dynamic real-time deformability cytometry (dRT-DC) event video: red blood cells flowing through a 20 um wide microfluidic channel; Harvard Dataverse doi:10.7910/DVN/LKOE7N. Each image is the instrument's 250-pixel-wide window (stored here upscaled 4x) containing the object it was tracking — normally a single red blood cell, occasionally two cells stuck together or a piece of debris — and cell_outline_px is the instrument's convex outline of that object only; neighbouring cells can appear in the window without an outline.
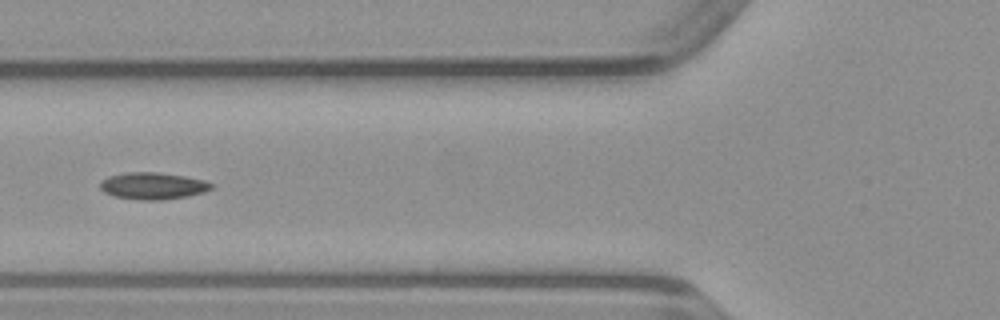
{"species": "common noctule bat (a hibernating species)", "species_latin": "Nyctalus noctula", "temperature_condition": "warm", "stored_images_in_passage": 14, "camera_frame_rate_fps": 3000, "um_per_image_px": 0.085, "animal": {"sex": "male", "body_mass_g": 23.1, "forearm_length_mm": 52.7}, "frame": {"image": 1, "passage_image": 7, "time_ms": 2.0, "image_size_px": [1000, 320], "cell_outline_px": [[216, 184], [212, 188], [204, 192], [188, 196], [160, 200], [144, 200], [112, 196], [104, 192], [100, 188], [100, 180], [108, 176], [124, 172], [156, 172], [184, 176], [204, 180]], "centroid_in_image_um": [12.98, 15.79], "position_along_channel_um": 112.8, "area_um2": 17.57}}
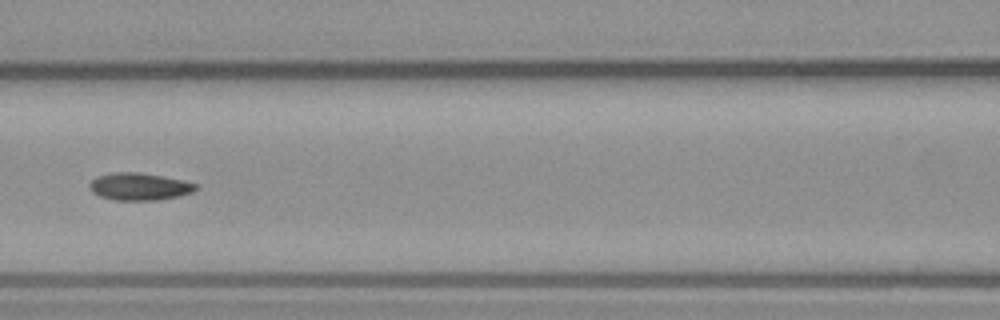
{"frame": {"image": 2, "passage_image": 10, "time_ms": 3.0, "image_size_px": [1000, 320], "cell_outline_px": [[200, 188], [192, 192], [176, 196], [156, 200], [112, 200], [100, 196], [92, 192], [88, 188], [88, 184], [96, 176], [112, 172], [140, 172], [184, 180], [200, 184]], "centroid_in_image_um": [11.84, 15.85], "position_along_channel_um": 154.8, "area_um2": 17.17}}